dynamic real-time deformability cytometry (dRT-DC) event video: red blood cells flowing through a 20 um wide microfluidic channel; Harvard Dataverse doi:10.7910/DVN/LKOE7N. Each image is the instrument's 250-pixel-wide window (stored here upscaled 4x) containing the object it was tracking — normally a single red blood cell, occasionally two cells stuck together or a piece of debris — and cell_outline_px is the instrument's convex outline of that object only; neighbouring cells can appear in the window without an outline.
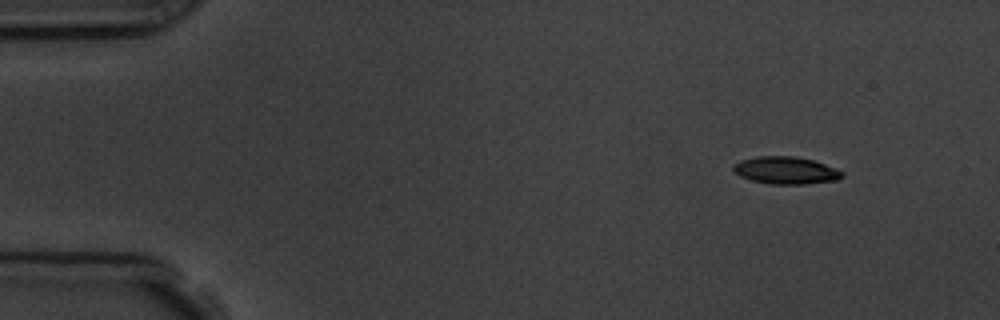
{"species": "common noctule bat (a hibernating species)", "species_latin": "Nyctalus noctula", "temperature_condition": "room temperature", "stored_images_in_passage": 3, "camera_frame_rate_fps": 3000, "um_per_image_px": 0.085, "animal": {"sex": "male", "body_mass_g": 19.5, "forearm_length_mm": 54.6}, "frame": {"image": 1, "passage_image": 1, "time_ms": 0.0, "image_size_px": [1000, 320], "cell_outline_px": [[844, 176], [836, 180], [804, 184], [772, 184], [752, 180], [740, 176], [732, 168], [732, 164], [740, 160], [756, 156], [796, 156], [812, 160], [836, 168], [844, 172]], "centroid_in_image_um": [66.79, 14.47], "position_along_channel_um": 18.2, "area_um2": 17.34}}